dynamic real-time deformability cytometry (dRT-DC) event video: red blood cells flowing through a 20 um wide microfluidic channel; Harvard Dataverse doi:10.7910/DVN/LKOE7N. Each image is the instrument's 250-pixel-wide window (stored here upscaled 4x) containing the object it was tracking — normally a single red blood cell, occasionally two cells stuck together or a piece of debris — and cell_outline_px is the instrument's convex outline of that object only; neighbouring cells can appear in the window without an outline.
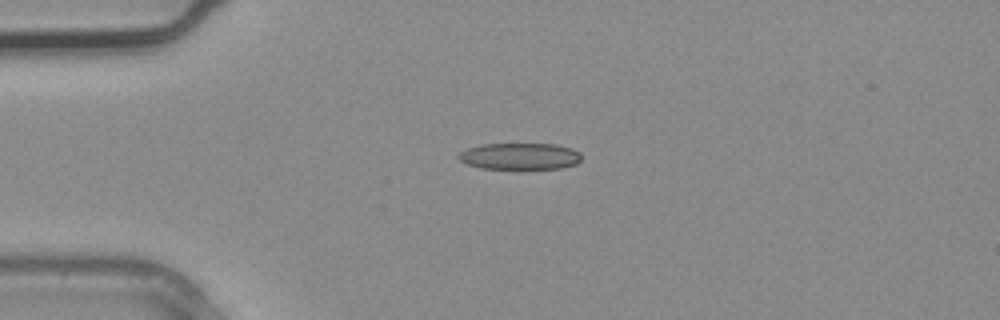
{"species": "common noctule bat (a hibernating species)", "species_latin": "Nyctalus noctula", "temperature_condition": "warm", "stored_images_in_passage": 2, "camera_frame_rate_fps": 3000, "um_per_image_px": 0.085, "animal": {"sex": "male", "body_mass_g": 20.4}, "frame": {"image": 1, "passage_image": 2, "time_ms": 0.333, "image_size_px": [1000, 320], "cell_outline_px": [[580, 160], [576, 164], [560, 168], [480, 168], [468, 164], [460, 160], [456, 156], [460, 152], [468, 148], [484, 144], [556, 144], [572, 148], [580, 152]], "centroid_in_image_um": [44.2, 13.27], "position_along_channel_um": 40.8, "area_um2": 18.84}}